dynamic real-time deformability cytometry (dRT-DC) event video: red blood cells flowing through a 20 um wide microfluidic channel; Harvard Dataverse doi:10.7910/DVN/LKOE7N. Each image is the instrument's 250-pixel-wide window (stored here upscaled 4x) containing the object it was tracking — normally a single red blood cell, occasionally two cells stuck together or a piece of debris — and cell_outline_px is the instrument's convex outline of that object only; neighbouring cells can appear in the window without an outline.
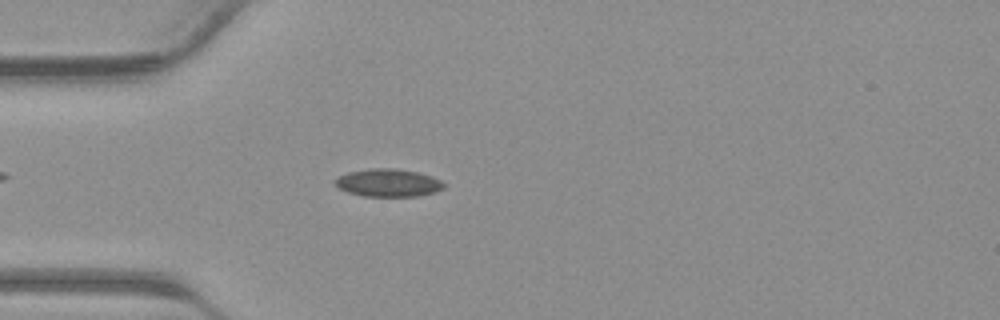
{"species": "common noctule bat (a hibernating species)", "species_latin": "Nyctalus noctula", "temperature_condition": "warm", "stored_images_in_passage": 40, "camera_frame_rate_fps": 3000, "um_per_image_px": 0.085, "animal": {"sex": "male", "body_mass_g": 23.1, "forearm_length_mm": 52.7}, "frame": {"image": 1, "passage_image": 11, "time_ms": 3.333, "image_size_px": [1000, 320], "cell_outline_px": [[444, 188], [432, 192], [416, 196], [364, 196], [348, 192], [340, 188], [332, 180], [348, 172], [368, 168], [396, 168], [416, 172], [432, 176], [440, 180], [444, 184]], "centroid_in_image_um": [32.97, 15.52], "position_along_channel_um": 52.0, "area_um2": 17.46}}
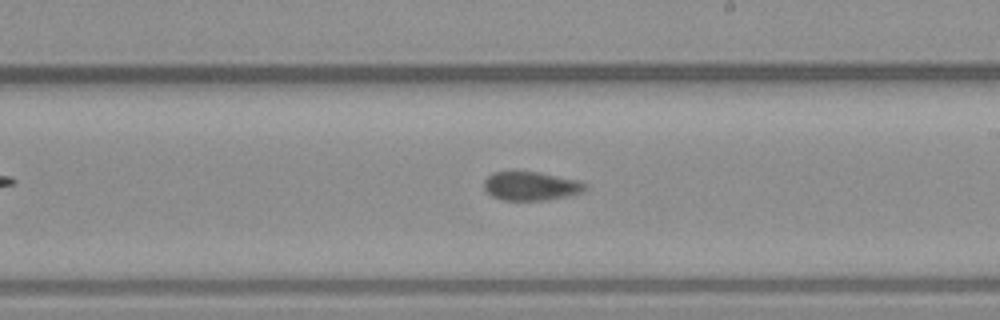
{"frame": {"image": 2, "passage_image": 23, "time_ms": 7.333, "image_size_px": [1000, 320], "cell_outline_px": [[588, 188], [584, 192], [568, 196], [544, 200], [504, 200], [492, 196], [484, 188], [484, 180], [492, 172], [512, 168], [540, 172], [576, 180], [588, 184]], "centroid_in_image_um": [45.1, 15.76], "position_along_channel_um": 243.9, "area_um2": 17.63}}
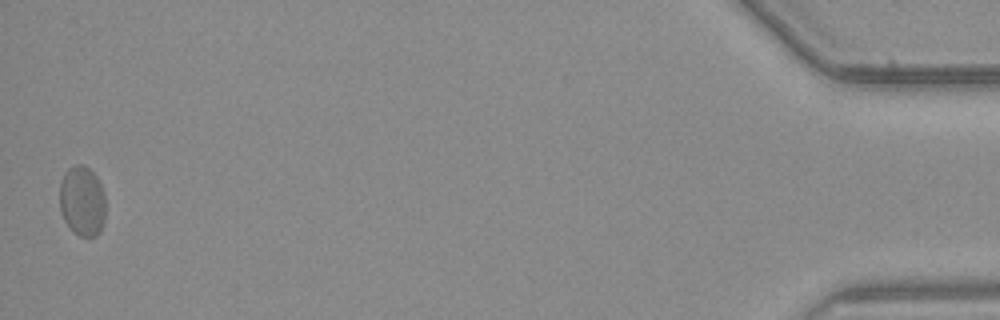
{"frame": {"image": 3, "passage_image": 40, "time_ms": 13.0, "image_size_px": [1000, 320], "cell_outline_px": [[104, 220], [100, 232], [96, 236], [80, 236], [72, 232], [64, 220], [60, 208], [60, 180], [64, 172], [68, 168], [76, 164], [84, 164], [96, 176], [104, 192]], "centroid_in_image_um": [6.97, 17.08], "position_along_channel_um": 428.2, "area_um2": 18.9}}